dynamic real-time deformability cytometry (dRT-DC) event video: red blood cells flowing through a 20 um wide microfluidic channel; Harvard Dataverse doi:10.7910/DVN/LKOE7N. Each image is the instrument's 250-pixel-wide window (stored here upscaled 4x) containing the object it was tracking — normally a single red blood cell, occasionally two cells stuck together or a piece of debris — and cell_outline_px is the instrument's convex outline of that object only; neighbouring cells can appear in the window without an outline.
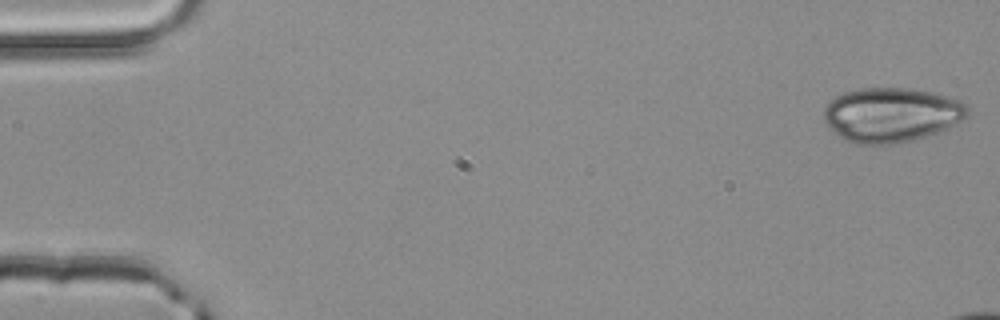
{"species": "common noctule bat (a hibernating species)", "species_latin": "Nyctalus noctula", "temperature_condition": "room temperature", "stored_images_in_passage": 9, "camera_frame_rate_fps": 3000, "um_per_image_px": 0.085, "animal": {"sex": "male", "body_mass_g": 20.4}, "frame": {"image": 1, "passage_image": 1, "time_ms": 0.0, "image_size_px": [1000, 320], "cell_outline_px": [[968, 116], [936, 132], [912, 140], [896, 144], [856, 144], [844, 140], [832, 132], [824, 120], [824, 108], [836, 96], [844, 92], [860, 88], [908, 88], [936, 92], [960, 100], [968, 104]], "centroid_in_image_um": [75.74, 9.75], "position_along_channel_um": 9.3, "area_um2": 45.72}}